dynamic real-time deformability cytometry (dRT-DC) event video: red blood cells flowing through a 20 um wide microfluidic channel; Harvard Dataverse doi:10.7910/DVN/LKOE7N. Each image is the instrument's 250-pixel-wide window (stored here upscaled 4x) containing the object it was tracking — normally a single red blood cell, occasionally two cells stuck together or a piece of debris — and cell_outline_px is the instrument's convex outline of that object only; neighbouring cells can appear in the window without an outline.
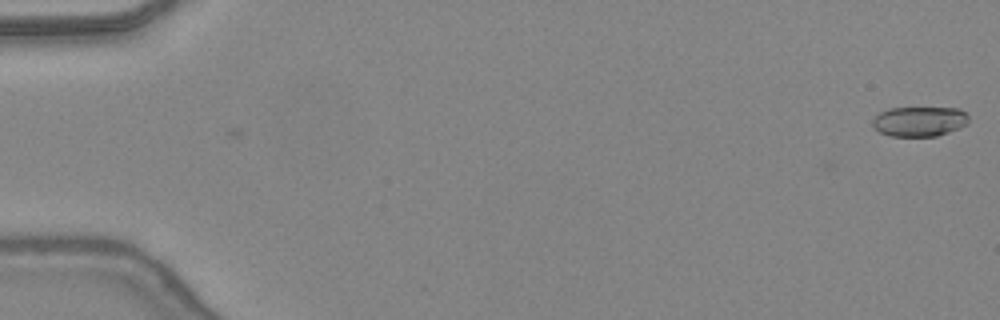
{"species": "common noctule bat (a hibernating species)", "species_latin": "Nyctalus noctula", "temperature_condition": "warm", "stored_images_in_passage": 2, "camera_frame_rate_fps": 3000, "um_per_image_px": 0.085, "animal": {"sex": "female", "body_mass_g": 24.6, "forearm_length_mm": 56.2}, "frame": {"image": 1, "passage_image": 1, "time_ms": 0.0, "image_size_px": [1000, 320], "cell_outline_px": [[968, 124], [960, 128], [936, 136], [892, 136], [880, 132], [872, 128], [872, 120], [880, 112], [888, 108], [960, 108], [968, 116]], "centroid_in_image_um": [78.14, 10.32], "position_along_channel_um": 6.9, "area_um2": 16.82}}